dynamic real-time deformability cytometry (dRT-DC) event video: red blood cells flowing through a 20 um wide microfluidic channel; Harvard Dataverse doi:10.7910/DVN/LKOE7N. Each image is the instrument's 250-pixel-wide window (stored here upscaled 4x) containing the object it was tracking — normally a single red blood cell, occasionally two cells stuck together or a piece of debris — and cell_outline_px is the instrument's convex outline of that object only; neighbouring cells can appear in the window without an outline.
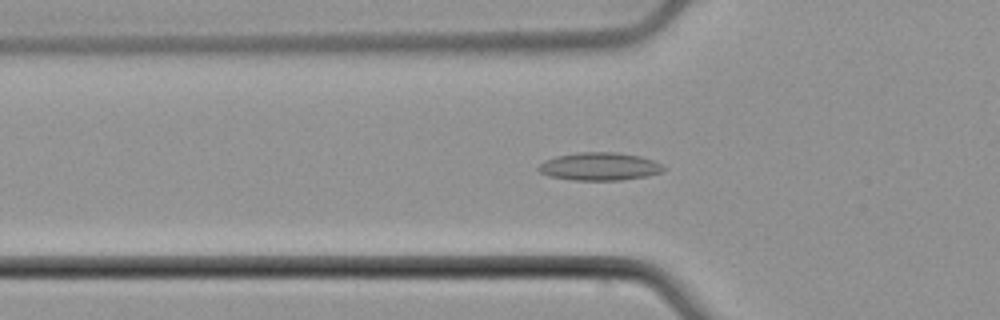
{"species": "common noctule bat (a hibernating species)", "species_latin": "Nyctalus noctula", "temperature_condition": "cold", "stored_images_in_passage": 38, "camera_frame_rate_fps": 3000, "um_per_image_px": 0.085, "animal": {"sex": "male", "body_mass_g": 21.5, "forearm_length_mm": 52.0}, "frame": {"image": 1, "passage_image": 2, "time_ms": 0.333, "image_size_px": [1000, 320], "cell_outline_px": [[664, 168], [660, 172], [648, 176], [620, 180], [572, 180], [548, 176], [540, 172], [536, 168], [544, 160], [556, 156], [580, 152], [616, 152], [640, 156], [652, 160], [660, 164]], "centroid_in_image_um": [50.91, 14.15], "position_along_channel_um": 74.9, "area_um2": 20.29}}
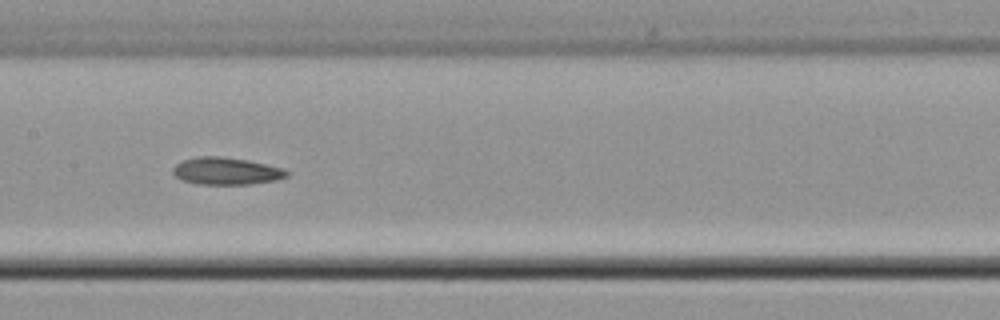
{"frame": {"image": 2, "passage_image": 11, "time_ms": 3.333, "image_size_px": [1000, 320], "cell_outline_px": [[288, 176], [276, 180], [248, 184], [200, 184], [180, 180], [172, 172], [172, 168], [176, 164], [184, 160], [200, 156], [220, 156], [248, 160], [284, 168], [288, 172]], "centroid_in_image_um": [19.23, 14.54], "position_along_channel_um": 188.2, "area_um2": 18.03}}
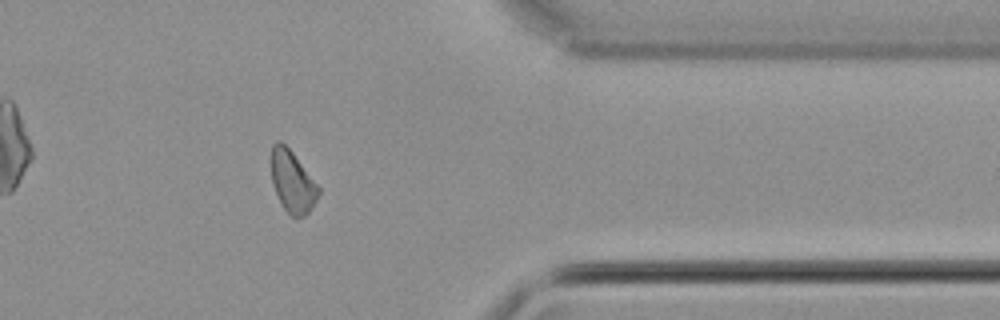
{"frame": {"image": 3, "passage_image": 28, "time_ms": 9.0, "image_size_px": [1000, 320], "cell_outline_px": [[320, 192], [316, 200], [308, 212], [304, 216], [292, 216], [284, 208], [276, 192], [272, 180], [272, 144], [276, 140], [280, 140], [292, 152], [320, 188]], "centroid_in_image_um": [24.86, 15.42], "position_along_channel_um": 386.5, "area_um2": 16.47}, "authors_computed_cell_mechanics": {"area_um2": 17.629, "velocity_mm_per_s": 3.7837, "shape_relaxation_time_tau1_ms": null, "shape_relaxation_time_tau2_ms": 6.8761, "deformation_change_tau1": null, "deformation_change_tau2": 0.161}}